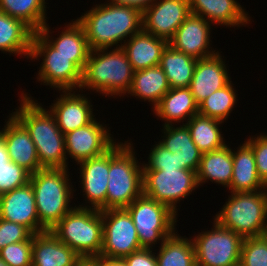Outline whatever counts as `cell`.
Returning a JSON list of instances; mask_svg holds the SVG:
<instances>
[{
    "instance_id": "1",
    "label": "cell",
    "mask_w": 267,
    "mask_h": 266,
    "mask_svg": "<svg viewBox=\"0 0 267 266\" xmlns=\"http://www.w3.org/2000/svg\"><path fill=\"white\" fill-rule=\"evenodd\" d=\"M76 20L82 25L91 50L109 49L118 43L122 47V40L125 42L143 29L141 10L111 2L96 4Z\"/></svg>"
},
{
    "instance_id": "2",
    "label": "cell",
    "mask_w": 267,
    "mask_h": 266,
    "mask_svg": "<svg viewBox=\"0 0 267 266\" xmlns=\"http://www.w3.org/2000/svg\"><path fill=\"white\" fill-rule=\"evenodd\" d=\"M20 107L11 113L29 132L35 144L42 168H68L65 138L59 129L54 115L32 100L31 96L21 93Z\"/></svg>"
},
{
    "instance_id": "3",
    "label": "cell",
    "mask_w": 267,
    "mask_h": 266,
    "mask_svg": "<svg viewBox=\"0 0 267 266\" xmlns=\"http://www.w3.org/2000/svg\"><path fill=\"white\" fill-rule=\"evenodd\" d=\"M91 50L82 71L79 87L96 90L105 96L126 95L132 85L134 70L122 47ZM102 53V54H101Z\"/></svg>"
},
{
    "instance_id": "4",
    "label": "cell",
    "mask_w": 267,
    "mask_h": 266,
    "mask_svg": "<svg viewBox=\"0 0 267 266\" xmlns=\"http://www.w3.org/2000/svg\"><path fill=\"white\" fill-rule=\"evenodd\" d=\"M68 168H43L30 176L39 217V233L50 231L74 207L70 205L73 185ZM69 181V182H68Z\"/></svg>"
},
{
    "instance_id": "5",
    "label": "cell",
    "mask_w": 267,
    "mask_h": 266,
    "mask_svg": "<svg viewBox=\"0 0 267 266\" xmlns=\"http://www.w3.org/2000/svg\"><path fill=\"white\" fill-rule=\"evenodd\" d=\"M116 143L109 149L106 210L126 209L143 194V167L138 164L131 142Z\"/></svg>"
},
{
    "instance_id": "6",
    "label": "cell",
    "mask_w": 267,
    "mask_h": 266,
    "mask_svg": "<svg viewBox=\"0 0 267 266\" xmlns=\"http://www.w3.org/2000/svg\"><path fill=\"white\" fill-rule=\"evenodd\" d=\"M215 221L244 238L260 237L267 232V189L232 193Z\"/></svg>"
},
{
    "instance_id": "7",
    "label": "cell",
    "mask_w": 267,
    "mask_h": 266,
    "mask_svg": "<svg viewBox=\"0 0 267 266\" xmlns=\"http://www.w3.org/2000/svg\"><path fill=\"white\" fill-rule=\"evenodd\" d=\"M50 231L80 257L101 254L103 221L98 209L75 206Z\"/></svg>"
},
{
    "instance_id": "8",
    "label": "cell",
    "mask_w": 267,
    "mask_h": 266,
    "mask_svg": "<svg viewBox=\"0 0 267 266\" xmlns=\"http://www.w3.org/2000/svg\"><path fill=\"white\" fill-rule=\"evenodd\" d=\"M126 210L136 227L141 248L153 249L155 243L170 236L175 231L177 215L167 205L145 195L134 200Z\"/></svg>"
},
{
    "instance_id": "9",
    "label": "cell",
    "mask_w": 267,
    "mask_h": 266,
    "mask_svg": "<svg viewBox=\"0 0 267 266\" xmlns=\"http://www.w3.org/2000/svg\"><path fill=\"white\" fill-rule=\"evenodd\" d=\"M42 57V66L38 72L37 80L44 85L57 88V90H71L79 88L82 81V72L71 62V58L59 54L44 37L34 32L30 57Z\"/></svg>"
},
{
    "instance_id": "10",
    "label": "cell",
    "mask_w": 267,
    "mask_h": 266,
    "mask_svg": "<svg viewBox=\"0 0 267 266\" xmlns=\"http://www.w3.org/2000/svg\"><path fill=\"white\" fill-rule=\"evenodd\" d=\"M213 223L211 231H203L191 239L196 266H238L243 238L215 220Z\"/></svg>"
},
{
    "instance_id": "11",
    "label": "cell",
    "mask_w": 267,
    "mask_h": 266,
    "mask_svg": "<svg viewBox=\"0 0 267 266\" xmlns=\"http://www.w3.org/2000/svg\"><path fill=\"white\" fill-rule=\"evenodd\" d=\"M142 183L143 195L167 205L176 214L178 201L199 187L197 172L186 169L143 170Z\"/></svg>"
},
{
    "instance_id": "12",
    "label": "cell",
    "mask_w": 267,
    "mask_h": 266,
    "mask_svg": "<svg viewBox=\"0 0 267 266\" xmlns=\"http://www.w3.org/2000/svg\"><path fill=\"white\" fill-rule=\"evenodd\" d=\"M103 246L100 256L125 258L141 248L136 227L126 209L103 210Z\"/></svg>"
},
{
    "instance_id": "13",
    "label": "cell",
    "mask_w": 267,
    "mask_h": 266,
    "mask_svg": "<svg viewBox=\"0 0 267 266\" xmlns=\"http://www.w3.org/2000/svg\"><path fill=\"white\" fill-rule=\"evenodd\" d=\"M157 1L142 12L143 30L169 42L191 14L189 0Z\"/></svg>"
},
{
    "instance_id": "14",
    "label": "cell",
    "mask_w": 267,
    "mask_h": 266,
    "mask_svg": "<svg viewBox=\"0 0 267 266\" xmlns=\"http://www.w3.org/2000/svg\"><path fill=\"white\" fill-rule=\"evenodd\" d=\"M66 154L79 162L98 157L115 144L107 127L94 119L91 123L64 134Z\"/></svg>"
},
{
    "instance_id": "15",
    "label": "cell",
    "mask_w": 267,
    "mask_h": 266,
    "mask_svg": "<svg viewBox=\"0 0 267 266\" xmlns=\"http://www.w3.org/2000/svg\"><path fill=\"white\" fill-rule=\"evenodd\" d=\"M211 24L201 16L190 14L175 31L168 44L175 50L196 59H204L215 55L216 50L210 47ZM211 50L209 51V49Z\"/></svg>"
},
{
    "instance_id": "16",
    "label": "cell",
    "mask_w": 267,
    "mask_h": 266,
    "mask_svg": "<svg viewBox=\"0 0 267 266\" xmlns=\"http://www.w3.org/2000/svg\"><path fill=\"white\" fill-rule=\"evenodd\" d=\"M0 218L25 226L39 234V217L30 183L0 195Z\"/></svg>"
},
{
    "instance_id": "17",
    "label": "cell",
    "mask_w": 267,
    "mask_h": 266,
    "mask_svg": "<svg viewBox=\"0 0 267 266\" xmlns=\"http://www.w3.org/2000/svg\"><path fill=\"white\" fill-rule=\"evenodd\" d=\"M80 164V177L84 198L89 205H79L80 208L106 210V194L109 173V150L104 154L83 160Z\"/></svg>"
},
{
    "instance_id": "18",
    "label": "cell",
    "mask_w": 267,
    "mask_h": 266,
    "mask_svg": "<svg viewBox=\"0 0 267 266\" xmlns=\"http://www.w3.org/2000/svg\"><path fill=\"white\" fill-rule=\"evenodd\" d=\"M10 116L0 130V137L5 142L10 160L31 174L43 169L29 132L12 114Z\"/></svg>"
},
{
    "instance_id": "19",
    "label": "cell",
    "mask_w": 267,
    "mask_h": 266,
    "mask_svg": "<svg viewBox=\"0 0 267 266\" xmlns=\"http://www.w3.org/2000/svg\"><path fill=\"white\" fill-rule=\"evenodd\" d=\"M221 54L198 59L190 83V91L197 105L231 81Z\"/></svg>"
},
{
    "instance_id": "20",
    "label": "cell",
    "mask_w": 267,
    "mask_h": 266,
    "mask_svg": "<svg viewBox=\"0 0 267 266\" xmlns=\"http://www.w3.org/2000/svg\"><path fill=\"white\" fill-rule=\"evenodd\" d=\"M66 90L56 98V102L50 107L57 125L63 134L83 127L91 123L93 116V105L83 94H75L76 91Z\"/></svg>"
},
{
    "instance_id": "21",
    "label": "cell",
    "mask_w": 267,
    "mask_h": 266,
    "mask_svg": "<svg viewBox=\"0 0 267 266\" xmlns=\"http://www.w3.org/2000/svg\"><path fill=\"white\" fill-rule=\"evenodd\" d=\"M72 22L65 27L66 29L64 28V30H62L60 36L55 40L50 38L48 24L44 25L38 33L44 37L59 54L71 58V62L82 72L91 49L89 48L82 25L77 20Z\"/></svg>"
},
{
    "instance_id": "22",
    "label": "cell",
    "mask_w": 267,
    "mask_h": 266,
    "mask_svg": "<svg viewBox=\"0 0 267 266\" xmlns=\"http://www.w3.org/2000/svg\"><path fill=\"white\" fill-rule=\"evenodd\" d=\"M80 258L51 231L32 234V266H75Z\"/></svg>"
},
{
    "instance_id": "23",
    "label": "cell",
    "mask_w": 267,
    "mask_h": 266,
    "mask_svg": "<svg viewBox=\"0 0 267 266\" xmlns=\"http://www.w3.org/2000/svg\"><path fill=\"white\" fill-rule=\"evenodd\" d=\"M190 12L210 23L227 27L246 26L248 13L235 0H189Z\"/></svg>"
},
{
    "instance_id": "24",
    "label": "cell",
    "mask_w": 267,
    "mask_h": 266,
    "mask_svg": "<svg viewBox=\"0 0 267 266\" xmlns=\"http://www.w3.org/2000/svg\"><path fill=\"white\" fill-rule=\"evenodd\" d=\"M167 45L166 40L157 38L142 29L125 41L122 48L133 70L136 71L158 66Z\"/></svg>"
},
{
    "instance_id": "25",
    "label": "cell",
    "mask_w": 267,
    "mask_h": 266,
    "mask_svg": "<svg viewBox=\"0 0 267 266\" xmlns=\"http://www.w3.org/2000/svg\"><path fill=\"white\" fill-rule=\"evenodd\" d=\"M236 151L232 150L233 176L228 189L231 193L265 190L267 186L258 175L252 146L244 141Z\"/></svg>"
},
{
    "instance_id": "26",
    "label": "cell",
    "mask_w": 267,
    "mask_h": 266,
    "mask_svg": "<svg viewBox=\"0 0 267 266\" xmlns=\"http://www.w3.org/2000/svg\"><path fill=\"white\" fill-rule=\"evenodd\" d=\"M164 139L160 144L167 150L175 153L182 169L198 171L202 152L192 141L189 128L186 124L174 127L172 124L163 126Z\"/></svg>"
},
{
    "instance_id": "27",
    "label": "cell",
    "mask_w": 267,
    "mask_h": 266,
    "mask_svg": "<svg viewBox=\"0 0 267 266\" xmlns=\"http://www.w3.org/2000/svg\"><path fill=\"white\" fill-rule=\"evenodd\" d=\"M153 109L156 116L165 120L164 126L189 121L198 114V105L189 87L170 88Z\"/></svg>"
},
{
    "instance_id": "28",
    "label": "cell",
    "mask_w": 267,
    "mask_h": 266,
    "mask_svg": "<svg viewBox=\"0 0 267 266\" xmlns=\"http://www.w3.org/2000/svg\"><path fill=\"white\" fill-rule=\"evenodd\" d=\"M233 176L232 149L225 144L222 148L214 151L202 153L200 167L197 171V181L206 183L208 180L214 181L229 188Z\"/></svg>"
},
{
    "instance_id": "29",
    "label": "cell",
    "mask_w": 267,
    "mask_h": 266,
    "mask_svg": "<svg viewBox=\"0 0 267 266\" xmlns=\"http://www.w3.org/2000/svg\"><path fill=\"white\" fill-rule=\"evenodd\" d=\"M34 31L23 21L0 10V50L30 57Z\"/></svg>"
},
{
    "instance_id": "30",
    "label": "cell",
    "mask_w": 267,
    "mask_h": 266,
    "mask_svg": "<svg viewBox=\"0 0 267 266\" xmlns=\"http://www.w3.org/2000/svg\"><path fill=\"white\" fill-rule=\"evenodd\" d=\"M169 90L165 72L158 65L134 71L128 94L152 102L155 107Z\"/></svg>"
},
{
    "instance_id": "31",
    "label": "cell",
    "mask_w": 267,
    "mask_h": 266,
    "mask_svg": "<svg viewBox=\"0 0 267 266\" xmlns=\"http://www.w3.org/2000/svg\"><path fill=\"white\" fill-rule=\"evenodd\" d=\"M197 60L167 45L162 52L159 66L165 72L170 88L190 86Z\"/></svg>"
},
{
    "instance_id": "32",
    "label": "cell",
    "mask_w": 267,
    "mask_h": 266,
    "mask_svg": "<svg viewBox=\"0 0 267 266\" xmlns=\"http://www.w3.org/2000/svg\"><path fill=\"white\" fill-rule=\"evenodd\" d=\"M222 122L198 113L185 124L189 128L192 141L202 153H205L222 148L226 144L219 129Z\"/></svg>"
},
{
    "instance_id": "33",
    "label": "cell",
    "mask_w": 267,
    "mask_h": 266,
    "mask_svg": "<svg viewBox=\"0 0 267 266\" xmlns=\"http://www.w3.org/2000/svg\"><path fill=\"white\" fill-rule=\"evenodd\" d=\"M157 266H196L192 240L175 231L165 238L156 255Z\"/></svg>"
},
{
    "instance_id": "34",
    "label": "cell",
    "mask_w": 267,
    "mask_h": 266,
    "mask_svg": "<svg viewBox=\"0 0 267 266\" xmlns=\"http://www.w3.org/2000/svg\"><path fill=\"white\" fill-rule=\"evenodd\" d=\"M45 4V0H0V10L38 32L47 24Z\"/></svg>"
},
{
    "instance_id": "35",
    "label": "cell",
    "mask_w": 267,
    "mask_h": 266,
    "mask_svg": "<svg viewBox=\"0 0 267 266\" xmlns=\"http://www.w3.org/2000/svg\"><path fill=\"white\" fill-rule=\"evenodd\" d=\"M232 81L215 91L198 105V113L224 122L230 116L236 102V91ZM227 118V119H226Z\"/></svg>"
},
{
    "instance_id": "36",
    "label": "cell",
    "mask_w": 267,
    "mask_h": 266,
    "mask_svg": "<svg viewBox=\"0 0 267 266\" xmlns=\"http://www.w3.org/2000/svg\"><path fill=\"white\" fill-rule=\"evenodd\" d=\"M239 266H267V239L264 236L243 239Z\"/></svg>"
},
{
    "instance_id": "37",
    "label": "cell",
    "mask_w": 267,
    "mask_h": 266,
    "mask_svg": "<svg viewBox=\"0 0 267 266\" xmlns=\"http://www.w3.org/2000/svg\"><path fill=\"white\" fill-rule=\"evenodd\" d=\"M31 173L11 160L0 170V195L30 182Z\"/></svg>"
},
{
    "instance_id": "38",
    "label": "cell",
    "mask_w": 267,
    "mask_h": 266,
    "mask_svg": "<svg viewBox=\"0 0 267 266\" xmlns=\"http://www.w3.org/2000/svg\"><path fill=\"white\" fill-rule=\"evenodd\" d=\"M0 258L9 266H32V235L26 241L5 246Z\"/></svg>"
},
{
    "instance_id": "39",
    "label": "cell",
    "mask_w": 267,
    "mask_h": 266,
    "mask_svg": "<svg viewBox=\"0 0 267 266\" xmlns=\"http://www.w3.org/2000/svg\"><path fill=\"white\" fill-rule=\"evenodd\" d=\"M150 151L148 163L145 165L142 163L143 170L182 169L175 153L173 154L160 143L154 145Z\"/></svg>"
},
{
    "instance_id": "40",
    "label": "cell",
    "mask_w": 267,
    "mask_h": 266,
    "mask_svg": "<svg viewBox=\"0 0 267 266\" xmlns=\"http://www.w3.org/2000/svg\"><path fill=\"white\" fill-rule=\"evenodd\" d=\"M31 235L25 226L0 218V250L9 244L26 241Z\"/></svg>"
},
{
    "instance_id": "41",
    "label": "cell",
    "mask_w": 267,
    "mask_h": 266,
    "mask_svg": "<svg viewBox=\"0 0 267 266\" xmlns=\"http://www.w3.org/2000/svg\"><path fill=\"white\" fill-rule=\"evenodd\" d=\"M246 141L252 146L258 175L267 186V135L263 133Z\"/></svg>"
},
{
    "instance_id": "42",
    "label": "cell",
    "mask_w": 267,
    "mask_h": 266,
    "mask_svg": "<svg viewBox=\"0 0 267 266\" xmlns=\"http://www.w3.org/2000/svg\"><path fill=\"white\" fill-rule=\"evenodd\" d=\"M152 251V249L142 248L124 259L128 266H157L156 253Z\"/></svg>"
},
{
    "instance_id": "43",
    "label": "cell",
    "mask_w": 267,
    "mask_h": 266,
    "mask_svg": "<svg viewBox=\"0 0 267 266\" xmlns=\"http://www.w3.org/2000/svg\"><path fill=\"white\" fill-rule=\"evenodd\" d=\"M156 0H110L111 3L120 5H129L135 7L142 12L152 5Z\"/></svg>"
},
{
    "instance_id": "44",
    "label": "cell",
    "mask_w": 267,
    "mask_h": 266,
    "mask_svg": "<svg viewBox=\"0 0 267 266\" xmlns=\"http://www.w3.org/2000/svg\"><path fill=\"white\" fill-rule=\"evenodd\" d=\"M100 266H128L123 258H104L99 256Z\"/></svg>"
},
{
    "instance_id": "45",
    "label": "cell",
    "mask_w": 267,
    "mask_h": 266,
    "mask_svg": "<svg viewBox=\"0 0 267 266\" xmlns=\"http://www.w3.org/2000/svg\"><path fill=\"white\" fill-rule=\"evenodd\" d=\"M10 161L8 151L5 145V142L0 137V170L6 166V163Z\"/></svg>"
},
{
    "instance_id": "46",
    "label": "cell",
    "mask_w": 267,
    "mask_h": 266,
    "mask_svg": "<svg viewBox=\"0 0 267 266\" xmlns=\"http://www.w3.org/2000/svg\"><path fill=\"white\" fill-rule=\"evenodd\" d=\"M75 266H100L99 257H81Z\"/></svg>"
},
{
    "instance_id": "47",
    "label": "cell",
    "mask_w": 267,
    "mask_h": 266,
    "mask_svg": "<svg viewBox=\"0 0 267 266\" xmlns=\"http://www.w3.org/2000/svg\"><path fill=\"white\" fill-rule=\"evenodd\" d=\"M0 266H9V265L0 258Z\"/></svg>"
},
{
    "instance_id": "48",
    "label": "cell",
    "mask_w": 267,
    "mask_h": 266,
    "mask_svg": "<svg viewBox=\"0 0 267 266\" xmlns=\"http://www.w3.org/2000/svg\"><path fill=\"white\" fill-rule=\"evenodd\" d=\"M263 236L267 239V232Z\"/></svg>"
}]
</instances>
